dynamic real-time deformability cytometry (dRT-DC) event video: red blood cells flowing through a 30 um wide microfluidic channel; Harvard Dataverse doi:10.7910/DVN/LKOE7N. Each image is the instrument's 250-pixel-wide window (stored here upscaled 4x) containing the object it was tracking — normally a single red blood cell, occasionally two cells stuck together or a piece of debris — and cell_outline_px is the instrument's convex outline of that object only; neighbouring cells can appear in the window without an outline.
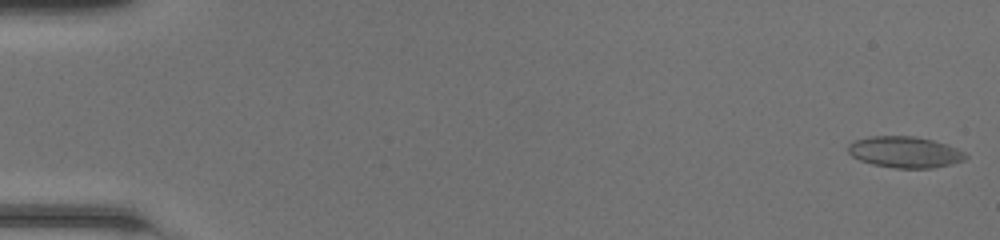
{"species": "common noctule bat (a hibernating species)", "species_latin": "Nyctalus noctula", "temperature_condition": "room temperature", "stored_images_in_passage": 49, "camera_frame_rate_fps": 3000, "um_per_image_px": 0.085, "animal": {"sex": "female", "body_mass_g": 20.0, "forearm_length_mm": 54.0}, "frame": {"image": 1, "passage_image": 1, "time_ms": 0.0, "image_size_px": [1000, 240], "cell_outline_px": [[968, 156], [964, 160], [952, 164], [932, 168], [896, 168], [872, 164], [860, 160], [852, 156], [848, 152], [848, 144], [852, 140], [868, 136], [916, 136], [932, 140], [956, 148], [964, 152]], "centroid_in_image_um": [76.88, 12.92], "position_along_channel_um": 8.1, "area_um2": 21.44}}
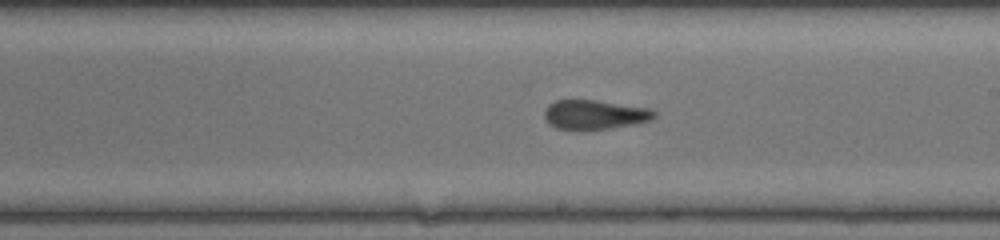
{"frame": {"image": 2, "passage_image": 29, "time_ms": 9.333, "image_size_px": [1000, 240], "cell_outline_px": [[656, 116], [652, 120], [636, 124], [612, 128], [556, 128], [548, 124], [544, 116], [544, 112], [548, 104], [556, 100], [596, 100], [652, 108], [656, 112]], "centroid_in_image_um": [50.59, 9.72], "position_along_channel_um": 238.4, "area_um2": 18.73}}
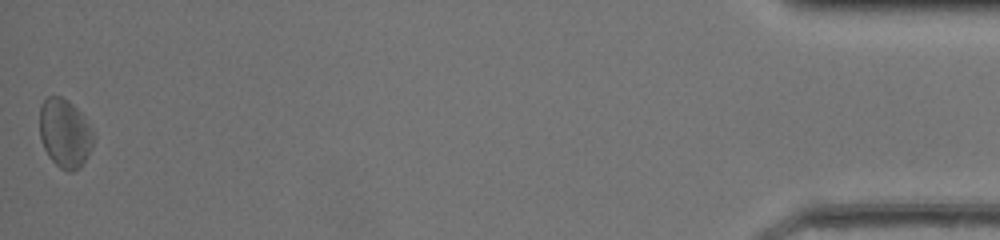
{"frame": {"image": 3, "passage_image": 49, "time_ms": 16.0, "image_size_px": [1000, 240], "cell_outline_px": [[96, 136], [88, 156], [80, 168], [72, 172], [68, 172], [60, 168], [48, 156], [40, 140], [40, 104], [48, 96], [60, 96], [68, 100], [80, 112]], "centroid_in_image_um": [5.51, 11.34], "position_along_channel_um": 429.7, "area_um2": 21.73}, "authors_computed_cell_mechanics": {"area_um2": 20.1144, "velocity_mm_per_s": 4.2567, "shape_relaxation_time_tau1_ms": null, "shape_relaxation_time_tau2_ms": 2.3419, "deformation_change_tau1": null, "deformation_change_tau2": 0.1187}}